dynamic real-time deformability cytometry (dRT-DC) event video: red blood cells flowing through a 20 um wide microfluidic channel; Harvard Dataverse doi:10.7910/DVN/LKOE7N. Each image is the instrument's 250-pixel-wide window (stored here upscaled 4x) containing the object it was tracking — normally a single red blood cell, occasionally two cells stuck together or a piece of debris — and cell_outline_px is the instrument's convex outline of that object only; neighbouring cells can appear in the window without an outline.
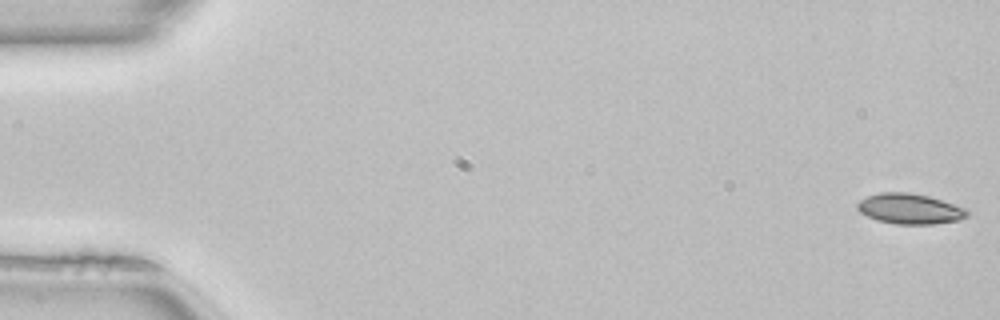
{"species": "common noctule bat (a hibernating species)", "species_latin": "Nyctalus noctula", "temperature_condition": "room temperature", "stored_images_in_passage": 51, "camera_frame_rate_fps": 3000, "um_per_image_px": 0.085, "animal": {"sex": "female", "body_mass_g": 22.7, "forearm_length_mm": 54.2}, "frame": {"image": 1, "passage_image": 1, "time_ms": 0.0, "image_size_px": [1000, 320], "cell_outline_px": [[968, 216], [956, 220], [932, 224], [896, 224], [876, 220], [860, 212], [856, 208], [856, 204], [860, 200], [868, 196], [880, 192], [908, 192], [928, 196], [964, 208], [968, 212]], "centroid_in_image_um": [77.27, 17.74], "position_along_channel_um": 7.7, "area_um2": 19.19}}
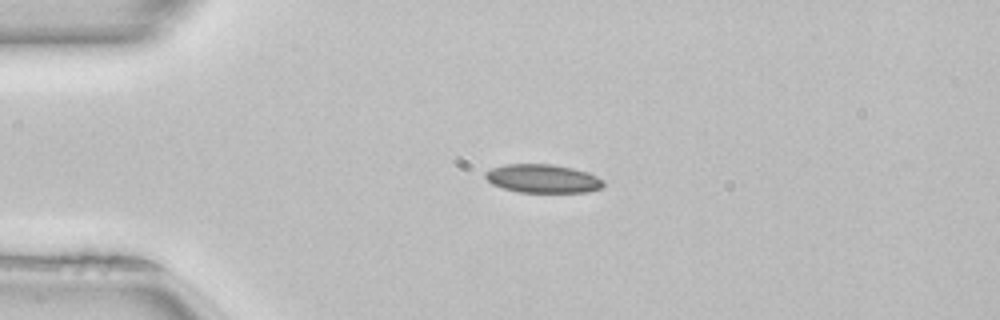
{"frame": {"image": 2, "passage_image": 12, "time_ms": 3.667, "image_size_px": [1000, 320], "cell_outline_px": [[604, 188], [588, 192], [516, 192], [492, 184], [484, 176], [484, 172], [492, 168], [504, 164], [552, 164], [572, 168], [596, 176], [604, 180]], "centroid_in_image_um": [46.13, 15.18], "position_along_channel_um": 38.9, "area_um2": 19.65}}
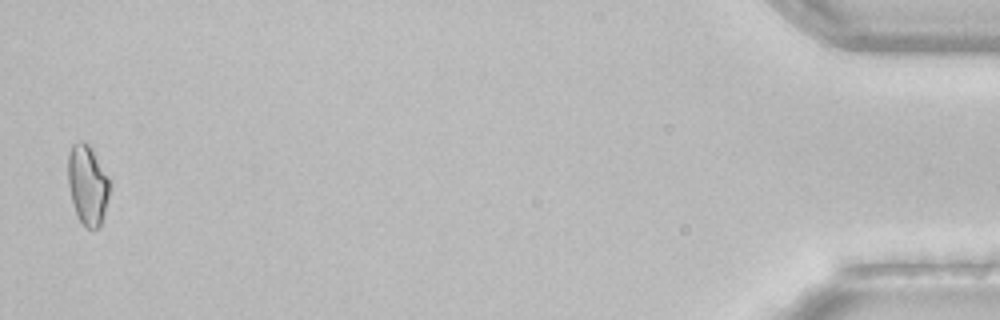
{"frame": {"image": 3, "passage_image": 50, "time_ms": 16.333, "image_size_px": [1000, 320], "cell_outline_px": [[108, 196], [100, 228], [84, 228], [76, 212], [72, 200], [68, 184], [68, 156], [72, 144], [80, 140], [84, 140], [92, 148], [108, 176]], "centroid_in_image_um": [7.43, 15.68], "position_along_channel_um": 427.8, "area_um2": 19.19}, "authors_computed_cell_mechanics": {"area_um2": 19.1896, "velocity_mm_per_s": 4.0645, "shape_relaxation_time_tau1_ms": null, "shape_relaxation_time_tau2_ms": 11.2769, "deformation_change_tau1": null, "deformation_change_tau2": 0.1672}}